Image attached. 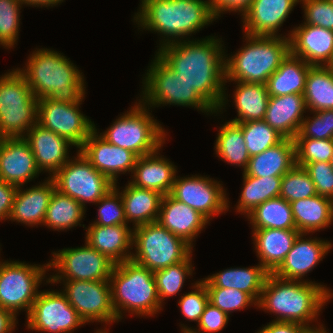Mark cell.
<instances>
[{
  "label": "cell",
  "mask_w": 333,
  "mask_h": 333,
  "mask_svg": "<svg viewBox=\"0 0 333 333\" xmlns=\"http://www.w3.org/2000/svg\"><path fill=\"white\" fill-rule=\"evenodd\" d=\"M209 176H176L170 195L195 209L209 222L214 217L229 210L230 201L226 197L223 184Z\"/></svg>",
  "instance_id": "2e32d148"
},
{
  "label": "cell",
  "mask_w": 333,
  "mask_h": 333,
  "mask_svg": "<svg viewBox=\"0 0 333 333\" xmlns=\"http://www.w3.org/2000/svg\"><path fill=\"white\" fill-rule=\"evenodd\" d=\"M109 281L117 322L126 312L150 317L162 310L154 272L139 263L130 259L115 264Z\"/></svg>",
  "instance_id": "8992f818"
},
{
  "label": "cell",
  "mask_w": 333,
  "mask_h": 333,
  "mask_svg": "<svg viewBox=\"0 0 333 333\" xmlns=\"http://www.w3.org/2000/svg\"><path fill=\"white\" fill-rule=\"evenodd\" d=\"M22 5L20 0H0V45L5 49L17 44Z\"/></svg>",
  "instance_id": "f6af8a7d"
},
{
  "label": "cell",
  "mask_w": 333,
  "mask_h": 333,
  "mask_svg": "<svg viewBox=\"0 0 333 333\" xmlns=\"http://www.w3.org/2000/svg\"><path fill=\"white\" fill-rule=\"evenodd\" d=\"M305 170L315 184L317 195L333 200V168L330 162L308 163Z\"/></svg>",
  "instance_id": "f5cc1de1"
},
{
  "label": "cell",
  "mask_w": 333,
  "mask_h": 333,
  "mask_svg": "<svg viewBox=\"0 0 333 333\" xmlns=\"http://www.w3.org/2000/svg\"><path fill=\"white\" fill-rule=\"evenodd\" d=\"M215 142V153L222 161L246 170L250 155L243 137L242 128L229 120L219 127Z\"/></svg>",
  "instance_id": "f35d334b"
},
{
  "label": "cell",
  "mask_w": 333,
  "mask_h": 333,
  "mask_svg": "<svg viewBox=\"0 0 333 333\" xmlns=\"http://www.w3.org/2000/svg\"><path fill=\"white\" fill-rule=\"evenodd\" d=\"M117 183L97 203L98 217L90 225L113 226L127 224L125 210Z\"/></svg>",
  "instance_id": "bcb514c9"
},
{
  "label": "cell",
  "mask_w": 333,
  "mask_h": 333,
  "mask_svg": "<svg viewBox=\"0 0 333 333\" xmlns=\"http://www.w3.org/2000/svg\"><path fill=\"white\" fill-rule=\"evenodd\" d=\"M243 132L245 146L251 156L277 145L284 137L269 126L264 120L237 123Z\"/></svg>",
  "instance_id": "b9f144b4"
},
{
  "label": "cell",
  "mask_w": 333,
  "mask_h": 333,
  "mask_svg": "<svg viewBox=\"0 0 333 333\" xmlns=\"http://www.w3.org/2000/svg\"><path fill=\"white\" fill-rule=\"evenodd\" d=\"M269 272L258 263L253 267L230 268L212 274L202 281L206 287L233 288L249 294L257 303Z\"/></svg>",
  "instance_id": "4dcf8cb0"
},
{
  "label": "cell",
  "mask_w": 333,
  "mask_h": 333,
  "mask_svg": "<svg viewBox=\"0 0 333 333\" xmlns=\"http://www.w3.org/2000/svg\"><path fill=\"white\" fill-rule=\"evenodd\" d=\"M85 209L77 200L55 189L51 195L43 225L58 232L81 226Z\"/></svg>",
  "instance_id": "74e56055"
},
{
  "label": "cell",
  "mask_w": 333,
  "mask_h": 333,
  "mask_svg": "<svg viewBox=\"0 0 333 333\" xmlns=\"http://www.w3.org/2000/svg\"><path fill=\"white\" fill-rule=\"evenodd\" d=\"M209 302L222 310L229 317L231 312L240 311L247 306H257V302L247 293L233 288L206 287Z\"/></svg>",
  "instance_id": "7dc6e473"
},
{
  "label": "cell",
  "mask_w": 333,
  "mask_h": 333,
  "mask_svg": "<svg viewBox=\"0 0 333 333\" xmlns=\"http://www.w3.org/2000/svg\"><path fill=\"white\" fill-rule=\"evenodd\" d=\"M119 192L127 224L132 222L133 228H135L158 220L162 194L151 189L138 188L129 181Z\"/></svg>",
  "instance_id": "1f68e13d"
},
{
  "label": "cell",
  "mask_w": 333,
  "mask_h": 333,
  "mask_svg": "<svg viewBox=\"0 0 333 333\" xmlns=\"http://www.w3.org/2000/svg\"><path fill=\"white\" fill-rule=\"evenodd\" d=\"M17 188L0 179V221L10 218Z\"/></svg>",
  "instance_id": "db71d44e"
},
{
  "label": "cell",
  "mask_w": 333,
  "mask_h": 333,
  "mask_svg": "<svg viewBox=\"0 0 333 333\" xmlns=\"http://www.w3.org/2000/svg\"><path fill=\"white\" fill-rule=\"evenodd\" d=\"M80 103H60L50 98L38 99L37 123L42 127L66 138L79 149L90 133L95 123L81 111Z\"/></svg>",
  "instance_id": "e0dca14e"
},
{
  "label": "cell",
  "mask_w": 333,
  "mask_h": 333,
  "mask_svg": "<svg viewBox=\"0 0 333 333\" xmlns=\"http://www.w3.org/2000/svg\"><path fill=\"white\" fill-rule=\"evenodd\" d=\"M40 173L30 145L24 138L0 139V179L23 187Z\"/></svg>",
  "instance_id": "d6986e66"
},
{
  "label": "cell",
  "mask_w": 333,
  "mask_h": 333,
  "mask_svg": "<svg viewBox=\"0 0 333 333\" xmlns=\"http://www.w3.org/2000/svg\"><path fill=\"white\" fill-rule=\"evenodd\" d=\"M26 317L25 326L41 333H72L85 325L62 290L40 291Z\"/></svg>",
  "instance_id": "9a60e30c"
},
{
  "label": "cell",
  "mask_w": 333,
  "mask_h": 333,
  "mask_svg": "<svg viewBox=\"0 0 333 333\" xmlns=\"http://www.w3.org/2000/svg\"><path fill=\"white\" fill-rule=\"evenodd\" d=\"M33 51L22 69L28 86L37 99L50 98L60 103H80L85 98V79L69 58L52 49Z\"/></svg>",
  "instance_id": "277c9868"
},
{
  "label": "cell",
  "mask_w": 333,
  "mask_h": 333,
  "mask_svg": "<svg viewBox=\"0 0 333 333\" xmlns=\"http://www.w3.org/2000/svg\"><path fill=\"white\" fill-rule=\"evenodd\" d=\"M47 178L37 186L24 190L22 186L17 188L9 221L30 227L43 225L51 195L56 189L54 180Z\"/></svg>",
  "instance_id": "d4e9b609"
},
{
  "label": "cell",
  "mask_w": 333,
  "mask_h": 333,
  "mask_svg": "<svg viewBox=\"0 0 333 333\" xmlns=\"http://www.w3.org/2000/svg\"><path fill=\"white\" fill-rule=\"evenodd\" d=\"M17 320L11 311L0 307V333H12L17 327Z\"/></svg>",
  "instance_id": "6f0895ef"
},
{
  "label": "cell",
  "mask_w": 333,
  "mask_h": 333,
  "mask_svg": "<svg viewBox=\"0 0 333 333\" xmlns=\"http://www.w3.org/2000/svg\"><path fill=\"white\" fill-rule=\"evenodd\" d=\"M311 66L290 52L266 82L270 97L303 94L306 76Z\"/></svg>",
  "instance_id": "836d02e7"
},
{
  "label": "cell",
  "mask_w": 333,
  "mask_h": 333,
  "mask_svg": "<svg viewBox=\"0 0 333 333\" xmlns=\"http://www.w3.org/2000/svg\"><path fill=\"white\" fill-rule=\"evenodd\" d=\"M147 69L142 80L141 99H138L143 105L151 109L169 104L192 107L207 115L216 113L194 87L178 77L157 54Z\"/></svg>",
  "instance_id": "52a82bcc"
},
{
  "label": "cell",
  "mask_w": 333,
  "mask_h": 333,
  "mask_svg": "<svg viewBox=\"0 0 333 333\" xmlns=\"http://www.w3.org/2000/svg\"><path fill=\"white\" fill-rule=\"evenodd\" d=\"M296 165L295 142L284 138L258 155L251 156L244 173L255 177H283Z\"/></svg>",
  "instance_id": "f546056e"
},
{
  "label": "cell",
  "mask_w": 333,
  "mask_h": 333,
  "mask_svg": "<svg viewBox=\"0 0 333 333\" xmlns=\"http://www.w3.org/2000/svg\"><path fill=\"white\" fill-rule=\"evenodd\" d=\"M85 229V241L114 264L131 259L132 252L129 250H133V228L128 224L89 225Z\"/></svg>",
  "instance_id": "484cf974"
},
{
  "label": "cell",
  "mask_w": 333,
  "mask_h": 333,
  "mask_svg": "<svg viewBox=\"0 0 333 333\" xmlns=\"http://www.w3.org/2000/svg\"><path fill=\"white\" fill-rule=\"evenodd\" d=\"M38 99L18 68L0 77V139L24 138L37 123Z\"/></svg>",
  "instance_id": "ba28073f"
},
{
  "label": "cell",
  "mask_w": 333,
  "mask_h": 333,
  "mask_svg": "<svg viewBox=\"0 0 333 333\" xmlns=\"http://www.w3.org/2000/svg\"><path fill=\"white\" fill-rule=\"evenodd\" d=\"M123 113L99 135L112 145L133 152L137 157L151 154L165 143V129L140 101Z\"/></svg>",
  "instance_id": "9c48e42d"
},
{
  "label": "cell",
  "mask_w": 333,
  "mask_h": 333,
  "mask_svg": "<svg viewBox=\"0 0 333 333\" xmlns=\"http://www.w3.org/2000/svg\"><path fill=\"white\" fill-rule=\"evenodd\" d=\"M160 149L137 158L133 176L130 175L132 180L129 182L138 188L151 189L164 196L171 192L177 168L173 162L160 155Z\"/></svg>",
  "instance_id": "4316f807"
},
{
  "label": "cell",
  "mask_w": 333,
  "mask_h": 333,
  "mask_svg": "<svg viewBox=\"0 0 333 333\" xmlns=\"http://www.w3.org/2000/svg\"><path fill=\"white\" fill-rule=\"evenodd\" d=\"M72 158L51 178L56 190L77 200L85 208L87 203H97L114 184L97 171L79 150Z\"/></svg>",
  "instance_id": "7c38bea8"
},
{
  "label": "cell",
  "mask_w": 333,
  "mask_h": 333,
  "mask_svg": "<svg viewBox=\"0 0 333 333\" xmlns=\"http://www.w3.org/2000/svg\"><path fill=\"white\" fill-rule=\"evenodd\" d=\"M24 139L30 145L37 167L41 172H49L50 178L69 161V148L74 147L66 138L38 123L27 132Z\"/></svg>",
  "instance_id": "7402d4cb"
},
{
  "label": "cell",
  "mask_w": 333,
  "mask_h": 333,
  "mask_svg": "<svg viewBox=\"0 0 333 333\" xmlns=\"http://www.w3.org/2000/svg\"><path fill=\"white\" fill-rule=\"evenodd\" d=\"M192 253L182 262L168 266L154 272L157 293L160 303L169 297L175 296L184 286L185 279L192 276L194 267L192 266Z\"/></svg>",
  "instance_id": "60d3db41"
},
{
  "label": "cell",
  "mask_w": 333,
  "mask_h": 333,
  "mask_svg": "<svg viewBox=\"0 0 333 333\" xmlns=\"http://www.w3.org/2000/svg\"><path fill=\"white\" fill-rule=\"evenodd\" d=\"M333 290L314 281L286 280L269 273L257 307L275 314L274 321L296 322L311 327ZM311 323V324H310Z\"/></svg>",
  "instance_id": "3957f363"
},
{
  "label": "cell",
  "mask_w": 333,
  "mask_h": 333,
  "mask_svg": "<svg viewBox=\"0 0 333 333\" xmlns=\"http://www.w3.org/2000/svg\"><path fill=\"white\" fill-rule=\"evenodd\" d=\"M52 253L49 268L58 272L50 275L49 280H109L115 265L86 241L83 247L64 248Z\"/></svg>",
  "instance_id": "5bb4252c"
},
{
  "label": "cell",
  "mask_w": 333,
  "mask_h": 333,
  "mask_svg": "<svg viewBox=\"0 0 333 333\" xmlns=\"http://www.w3.org/2000/svg\"><path fill=\"white\" fill-rule=\"evenodd\" d=\"M290 51L312 66H325L333 53V30L299 24L289 34Z\"/></svg>",
  "instance_id": "603a6c76"
},
{
  "label": "cell",
  "mask_w": 333,
  "mask_h": 333,
  "mask_svg": "<svg viewBox=\"0 0 333 333\" xmlns=\"http://www.w3.org/2000/svg\"><path fill=\"white\" fill-rule=\"evenodd\" d=\"M303 96L308 112L333 110V70L326 66H311Z\"/></svg>",
  "instance_id": "d590c367"
},
{
  "label": "cell",
  "mask_w": 333,
  "mask_h": 333,
  "mask_svg": "<svg viewBox=\"0 0 333 333\" xmlns=\"http://www.w3.org/2000/svg\"><path fill=\"white\" fill-rule=\"evenodd\" d=\"M133 20L160 35V46L188 40V36L218 19L209 0H140ZM186 37V38H185Z\"/></svg>",
  "instance_id": "7a4b0ae2"
},
{
  "label": "cell",
  "mask_w": 333,
  "mask_h": 333,
  "mask_svg": "<svg viewBox=\"0 0 333 333\" xmlns=\"http://www.w3.org/2000/svg\"><path fill=\"white\" fill-rule=\"evenodd\" d=\"M49 270V262L31 265L24 261H0V307L15 316L21 310L28 315L40 293L39 286L43 281L49 284V278L44 280Z\"/></svg>",
  "instance_id": "8fae6325"
},
{
  "label": "cell",
  "mask_w": 333,
  "mask_h": 333,
  "mask_svg": "<svg viewBox=\"0 0 333 333\" xmlns=\"http://www.w3.org/2000/svg\"><path fill=\"white\" fill-rule=\"evenodd\" d=\"M188 38L185 41L164 45L157 49L156 54L178 77L194 87L216 110L215 114H221L228 103L225 87V48L223 50L222 38Z\"/></svg>",
  "instance_id": "6da1fadb"
},
{
  "label": "cell",
  "mask_w": 333,
  "mask_h": 333,
  "mask_svg": "<svg viewBox=\"0 0 333 333\" xmlns=\"http://www.w3.org/2000/svg\"><path fill=\"white\" fill-rule=\"evenodd\" d=\"M305 115L295 138L333 139V110L310 112Z\"/></svg>",
  "instance_id": "c3c4849f"
},
{
  "label": "cell",
  "mask_w": 333,
  "mask_h": 333,
  "mask_svg": "<svg viewBox=\"0 0 333 333\" xmlns=\"http://www.w3.org/2000/svg\"><path fill=\"white\" fill-rule=\"evenodd\" d=\"M64 0H20V2L26 6H33V7H53L56 5H60Z\"/></svg>",
  "instance_id": "680465c9"
},
{
  "label": "cell",
  "mask_w": 333,
  "mask_h": 333,
  "mask_svg": "<svg viewBox=\"0 0 333 333\" xmlns=\"http://www.w3.org/2000/svg\"><path fill=\"white\" fill-rule=\"evenodd\" d=\"M246 218L253 230L296 229L291 204L282 197L272 198L258 205Z\"/></svg>",
  "instance_id": "ab89813d"
},
{
  "label": "cell",
  "mask_w": 333,
  "mask_h": 333,
  "mask_svg": "<svg viewBox=\"0 0 333 333\" xmlns=\"http://www.w3.org/2000/svg\"><path fill=\"white\" fill-rule=\"evenodd\" d=\"M296 165L305 167L313 162H331L333 139L295 138Z\"/></svg>",
  "instance_id": "ee69618b"
},
{
  "label": "cell",
  "mask_w": 333,
  "mask_h": 333,
  "mask_svg": "<svg viewBox=\"0 0 333 333\" xmlns=\"http://www.w3.org/2000/svg\"><path fill=\"white\" fill-rule=\"evenodd\" d=\"M58 282L63 283L62 292L85 323L117 322L109 280H49L53 285Z\"/></svg>",
  "instance_id": "4fadbf2b"
},
{
  "label": "cell",
  "mask_w": 333,
  "mask_h": 333,
  "mask_svg": "<svg viewBox=\"0 0 333 333\" xmlns=\"http://www.w3.org/2000/svg\"><path fill=\"white\" fill-rule=\"evenodd\" d=\"M192 288L193 291L191 290V292L181 296L178 306L185 319L198 323L209 302V294L205 283L201 279L196 281Z\"/></svg>",
  "instance_id": "681fc988"
},
{
  "label": "cell",
  "mask_w": 333,
  "mask_h": 333,
  "mask_svg": "<svg viewBox=\"0 0 333 333\" xmlns=\"http://www.w3.org/2000/svg\"><path fill=\"white\" fill-rule=\"evenodd\" d=\"M300 233L280 266L273 272L279 278L302 281L332 248L330 241L313 238ZM304 236V237H303ZM304 238V239H303Z\"/></svg>",
  "instance_id": "44dd1931"
},
{
  "label": "cell",
  "mask_w": 333,
  "mask_h": 333,
  "mask_svg": "<svg viewBox=\"0 0 333 333\" xmlns=\"http://www.w3.org/2000/svg\"><path fill=\"white\" fill-rule=\"evenodd\" d=\"M235 82L237 85L233 91V102L238 117L230 122L243 123L263 120L270 98L266 84Z\"/></svg>",
  "instance_id": "e575fe53"
},
{
  "label": "cell",
  "mask_w": 333,
  "mask_h": 333,
  "mask_svg": "<svg viewBox=\"0 0 333 333\" xmlns=\"http://www.w3.org/2000/svg\"><path fill=\"white\" fill-rule=\"evenodd\" d=\"M331 166H332V168H333V155H332V159H331Z\"/></svg>",
  "instance_id": "be15d7a7"
},
{
  "label": "cell",
  "mask_w": 333,
  "mask_h": 333,
  "mask_svg": "<svg viewBox=\"0 0 333 333\" xmlns=\"http://www.w3.org/2000/svg\"><path fill=\"white\" fill-rule=\"evenodd\" d=\"M304 10V22L333 30V3L330 0H299Z\"/></svg>",
  "instance_id": "f907efd6"
},
{
  "label": "cell",
  "mask_w": 333,
  "mask_h": 333,
  "mask_svg": "<svg viewBox=\"0 0 333 333\" xmlns=\"http://www.w3.org/2000/svg\"><path fill=\"white\" fill-rule=\"evenodd\" d=\"M229 316L222 310L208 302L196 328L181 324L182 333H218L228 324Z\"/></svg>",
  "instance_id": "816d5d0a"
},
{
  "label": "cell",
  "mask_w": 333,
  "mask_h": 333,
  "mask_svg": "<svg viewBox=\"0 0 333 333\" xmlns=\"http://www.w3.org/2000/svg\"><path fill=\"white\" fill-rule=\"evenodd\" d=\"M131 260L155 272L184 261L192 247L159 222L133 228Z\"/></svg>",
  "instance_id": "30bf717a"
},
{
  "label": "cell",
  "mask_w": 333,
  "mask_h": 333,
  "mask_svg": "<svg viewBox=\"0 0 333 333\" xmlns=\"http://www.w3.org/2000/svg\"><path fill=\"white\" fill-rule=\"evenodd\" d=\"M252 232L256 256L269 273L280 266L300 234L296 229L265 228Z\"/></svg>",
  "instance_id": "f1b7e54d"
},
{
  "label": "cell",
  "mask_w": 333,
  "mask_h": 333,
  "mask_svg": "<svg viewBox=\"0 0 333 333\" xmlns=\"http://www.w3.org/2000/svg\"><path fill=\"white\" fill-rule=\"evenodd\" d=\"M211 9L217 18L224 12H240L242 14L253 0H209Z\"/></svg>",
  "instance_id": "11a10c76"
},
{
  "label": "cell",
  "mask_w": 333,
  "mask_h": 333,
  "mask_svg": "<svg viewBox=\"0 0 333 333\" xmlns=\"http://www.w3.org/2000/svg\"><path fill=\"white\" fill-rule=\"evenodd\" d=\"M244 37L246 44L234 55L228 57L225 54V83L238 81L266 84L291 52L290 38L248 34Z\"/></svg>",
  "instance_id": "5b68a950"
},
{
  "label": "cell",
  "mask_w": 333,
  "mask_h": 333,
  "mask_svg": "<svg viewBox=\"0 0 333 333\" xmlns=\"http://www.w3.org/2000/svg\"><path fill=\"white\" fill-rule=\"evenodd\" d=\"M303 94L269 98L264 121L284 138L295 139L306 113Z\"/></svg>",
  "instance_id": "83f0119b"
},
{
  "label": "cell",
  "mask_w": 333,
  "mask_h": 333,
  "mask_svg": "<svg viewBox=\"0 0 333 333\" xmlns=\"http://www.w3.org/2000/svg\"><path fill=\"white\" fill-rule=\"evenodd\" d=\"M282 177H255L246 175L243 172V190L236 211L245 214H250L258 205L266 202L269 199L279 197Z\"/></svg>",
  "instance_id": "8d00e7d4"
},
{
  "label": "cell",
  "mask_w": 333,
  "mask_h": 333,
  "mask_svg": "<svg viewBox=\"0 0 333 333\" xmlns=\"http://www.w3.org/2000/svg\"><path fill=\"white\" fill-rule=\"evenodd\" d=\"M105 329H106V330H105ZM108 331H109V329L107 330V328L104 327V329H101V330L98 329V330H96L95 333H109Z\"/></svg>",
  "instance_id": "6125c7cd"
},
{
  "label": "cell",
  "mask_w": 333,
  "mask_h": 333,
  "mask_svg": "<svg viewBox=\"0 0 333 333\" xmlns=\"http://www.w3.org/2000/svg\"><path fill=\"white\" fill-rule=\"evenodd\" d=\"M325 66L328 67L329 69L333 70V53H332L330 60L328 61V63Z\"/></svg>",
  "instance_id": "94428289"
},
{
  "label": "cell",
  "mask_w": 333,
  "mask_h": 333,
  "mask_svg": "<svg viewBox=\"0 0 333 333\" xmlns=\"http://www.w3.org/2000/svg\"><path fill=\"white\" fill-rule=\"evenodd\" d=\"M316 195L315 184L304 167L294 165L282 177L279 197L289 203Z\"/></svg>",
  "instance_id": "7bdbcfd3"
},
{
  "label": "cell",
  "mask_w": 333,
  "mask_h": 333,
  "mask_svg": "<svg viewBox=\"0 0 333 333\" xmlns=\"http://www.w3.org/2000/svg\"><path fill=\"white\" fill-rule=\"evenodd\" d=\"M317 325H315L314 327V324H312L311 327H307L302 333H329L327 332L328 330H326L323 324L319 323Z\"/></svg>",
  "instance_id": "91938a15"
},
{
  "label": "cell",
  "mask_w": 333,
  "mask_h": 333,
  "mask_svg": "<svg viewBox=\"0 0 333 333\" xmlns=\"http://www.w3.org/2000/svg\"><path fill=\"white\" fill-rule=\"evenodd\" d=\"M306 328L307 326L296 322L272 320L256 333H302Z\"/></svg>",
  "instance_id": "9f6ffc18"
},
{
  "label": "cell",
  "mask_w": 333,
  "mask_h": 333,
  "mask_svg": "<svg viewBox=\"0 0 333 333\" xmlns=\"http://www.w3.org/2000/svg\"><path fill=\"white\" fill-rule=\"evenodd\" d=\"M157 222L171 233L182 238L192 248H194V239L209 223L195 209L178 201L170 194L162 196Z\"/></svg>",
  "instance_id": "cb8c5ba5"
},
{
  "label": "cell",
  "mask_w": 333,
  "mask_h": 333,
  "mask_svg": "<svg viewBox=\"0 0 333 333\" xmlns=\"http://www.w3.org/2000/svg\"><path fill=\"white\" fill-rule=\"evenodd\" d=\"M299 0H253L241 14L244 34L282 36L278 31Z\"/></svg>",
  "instance_id": "ffe728a7"
},
{
  "label": "cell",
  "mask_w": 333,
  "mask_h": 333,
  "mask_svg": "<svg viewBox=\"0 0 333 333\" xmlns=\"http://www.w3.org/2000/svg\"><path fill=\"white\" fill-rule=\"evenodd\" d=\"M97 130L94 125V130L78 150L97 171L116 184L121 173H133L138 157L129 150L112 145Z\"/></svg>",
  "instance_id": "ac0fdd59"
},
{
  "label": "cell",
  "mask_w": 333,
  "mask_h": 333,
  "mask_svg": "<svg viewBox=\"0 0 333 333\" xmlns=\"http://www.w3.org/2000/svg\"><path fill=\"white\" fill-rule=\"evenodd\" d=\"M296 230L310 234L330 227L333 222V200L320 195L290 203Z\"/></svg>",
  "instance_id": "d6a6232c"
}]
</instances>
